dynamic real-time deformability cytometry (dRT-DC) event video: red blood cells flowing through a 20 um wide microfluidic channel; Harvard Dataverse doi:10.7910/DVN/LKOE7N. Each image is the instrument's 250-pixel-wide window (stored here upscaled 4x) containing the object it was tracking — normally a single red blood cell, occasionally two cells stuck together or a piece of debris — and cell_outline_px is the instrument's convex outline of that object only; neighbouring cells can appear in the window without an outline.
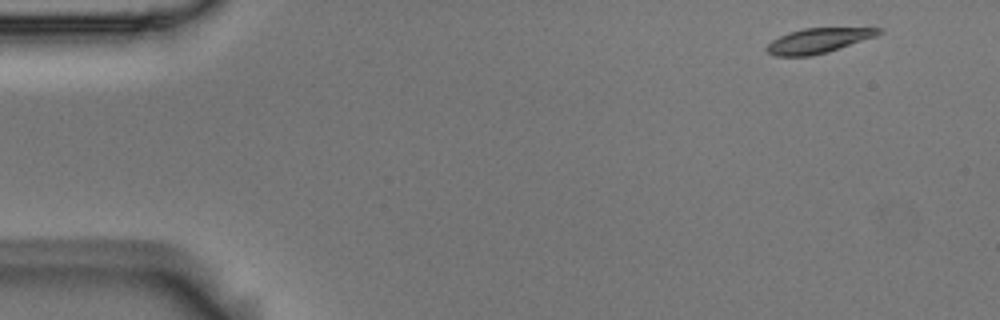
{"species": "Egyptian fruit bat (a non-hibernating species)", "species_latin": "Rousettus aegyptiacus", "temperature_condition": "room temperature", "stored_images_in_passage": 3, "camera_frame_rate_fps": 3000, "um_per_image_px": 0.085, "animal": {"sex": "male"}, "frame": {"image": 1, "passage_image": 1, "time_ms": 0.0, "image_size_px": [1000, 320], "cell_outline_px": [[884, 32], [876, 36], [812, 56], [776, 56], [768, 52], [764, 48], [772, 40], [788, 32], [804, 28], [880, 28]], "centroid_in_image_um": [69.51, 3.45], "position_along_channel_um": 15.5, "area_um2": 15.95}}
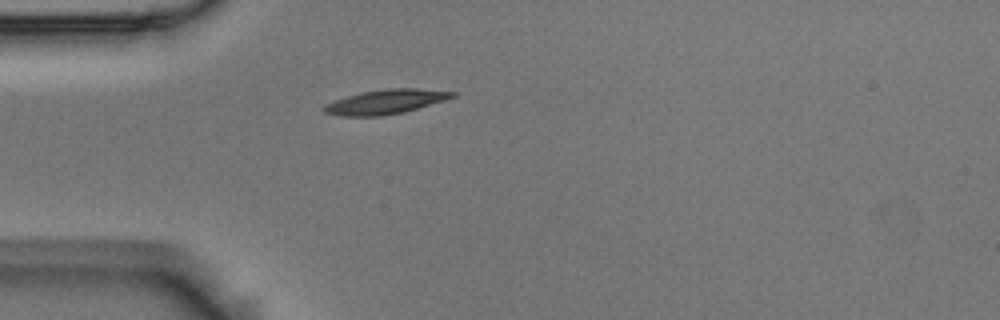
{"frame": {"image": 2, "passage_image": 3, "time_ms": 0.667, "image_size_px": [1000, 320], "cell_outline_px": [[456, 96], [444, 100], [404, 112], [380, 116], [340, 116], [324, 112], [320, 108], [324, 104], [360, 92], [388, 88], [416, 88], [456, 92]], "centroid_in_image_um": [32.74, 8.65], "position_along_channel_um": 52.3, "area_um2": 18.21}}